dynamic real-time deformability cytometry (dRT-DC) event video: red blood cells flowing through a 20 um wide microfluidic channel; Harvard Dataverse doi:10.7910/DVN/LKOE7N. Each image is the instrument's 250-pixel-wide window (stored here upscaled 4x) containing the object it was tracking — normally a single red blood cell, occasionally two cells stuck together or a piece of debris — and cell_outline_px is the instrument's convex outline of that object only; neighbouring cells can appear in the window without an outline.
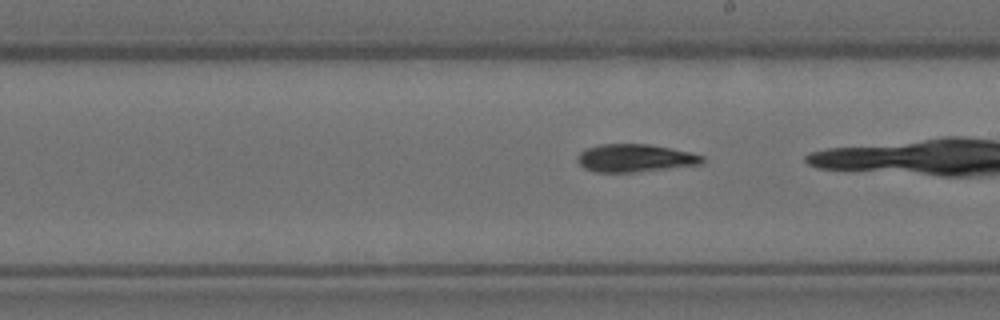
{"species": "Egyptian fruit bat (a non-hibernating species)", "species_latin": "Rousettus aegyptiacus", "temperature_condition": "room temperature", "stored_images_in_passage": 29, "camera_frame_rate_fps": 3000, "um_per_image_px": 0.085, "animal": {"sex": "female"}, "frame": {"image": 1, "passage_image": 17, "time_ms": 5.333, "image_size_px": [1000, 320], "cell_outline_px": [[704, 160], [700, 164], [632, 172], [596, 172], [584, 168], [576, 160], [576, 156], [584, 148], [600, 144], [648, 144], [688, 152], [704, 156]], "centroid_in_image_um": [53.89, 13.43], "position_along_channel_um": 235.1, "area_um2": 20.0}}